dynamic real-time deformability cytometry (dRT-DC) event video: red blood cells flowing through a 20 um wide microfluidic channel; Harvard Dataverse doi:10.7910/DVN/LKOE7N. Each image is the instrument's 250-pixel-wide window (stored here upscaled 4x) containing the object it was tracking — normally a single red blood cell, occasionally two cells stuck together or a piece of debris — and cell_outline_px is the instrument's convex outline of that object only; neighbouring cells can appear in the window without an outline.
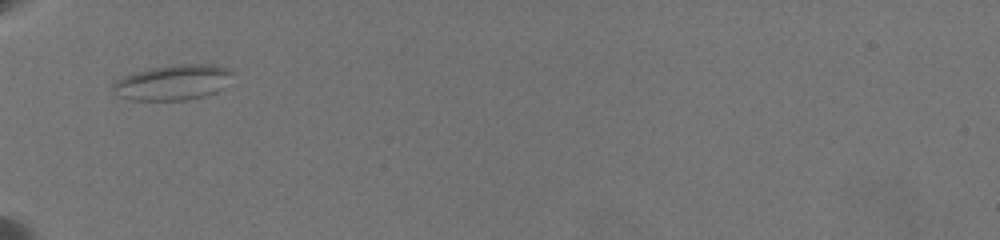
{"species": "common noctule bat (a hibernating species)", "species_latin": "Nyctalus noctula", "temperature_condition": "warm", "stored_images_in_passage": 17, "camera_frame_rate_fps": 3000, "um_per_image_px": 0.085, "animal": {"sex": "female", "body_mass_g": 19.5, "forearm_length_mm": 54.1}, "frame": {"image": 1, "passage_image": 1, "time_ms": 0.0, "image_size_px": [1000, 240], "cell_outline_px": [[236, 72], [216, 92], [204, 96], [188, 100], [132, 100], [120, 96], [112, 88], [112, 84], [116, 80], [124, 76], [148, 68], [180, 64], [212, 64], [228, 68]], "centroid_in_image_um": [14.71, 7.0], "position_along_channel_um": 70.3, "area_um2": 24.51}}
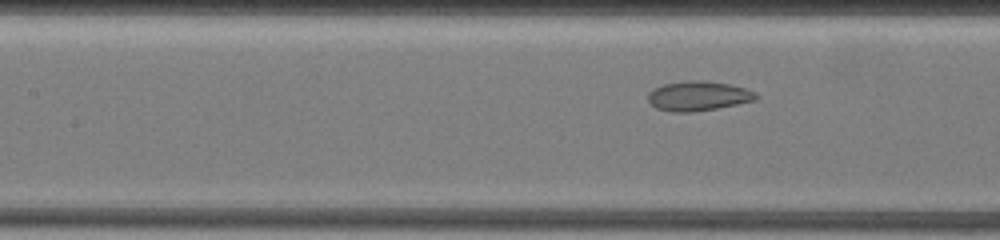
{"frame": {"image": 2, "passage_image": 12, "time_ms": 2.333, "image_size_px": [1000, 240], "cell_outline_px": [[760, 96], [756, 100], [716, 108], [692, 112], [672, 112], [656, 108], [648, 100], [648, 92], [652, 88], [664, 84], [684, 80], [704, 80], [728, 84], [744, 88], [756, 92]], "centroid_in_image_um": [59.33, 8.15], "position_along_channel_um": 148.1, "area_um2": 18.73}}
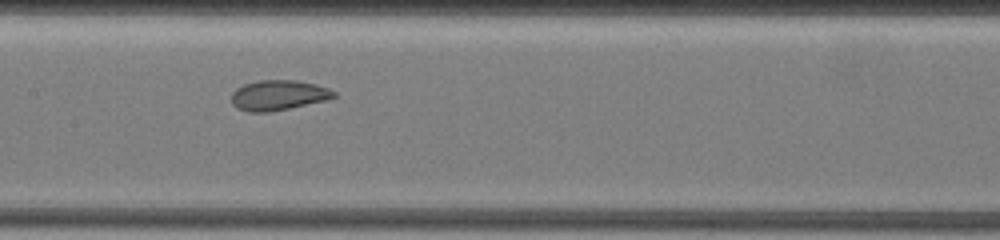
{"frame": {"image": 3, "passage_image": 16, "time_ms": 3.333, "image_size_px": [1000, 240], "cell_outline_px": [[336, 96], [324, 100], [288, 108], [268, 112], [248, 112], [236, 108], [232, 104], [232, 92], [236, 88], [244, 84], [260, 80], [296, 80], [316, 84], [328, 88], [336, 92]], "centroid_in_image_um": [23.62, 8.08], "position_along_channel_um": 183.8, "area_um2": 17.86}}